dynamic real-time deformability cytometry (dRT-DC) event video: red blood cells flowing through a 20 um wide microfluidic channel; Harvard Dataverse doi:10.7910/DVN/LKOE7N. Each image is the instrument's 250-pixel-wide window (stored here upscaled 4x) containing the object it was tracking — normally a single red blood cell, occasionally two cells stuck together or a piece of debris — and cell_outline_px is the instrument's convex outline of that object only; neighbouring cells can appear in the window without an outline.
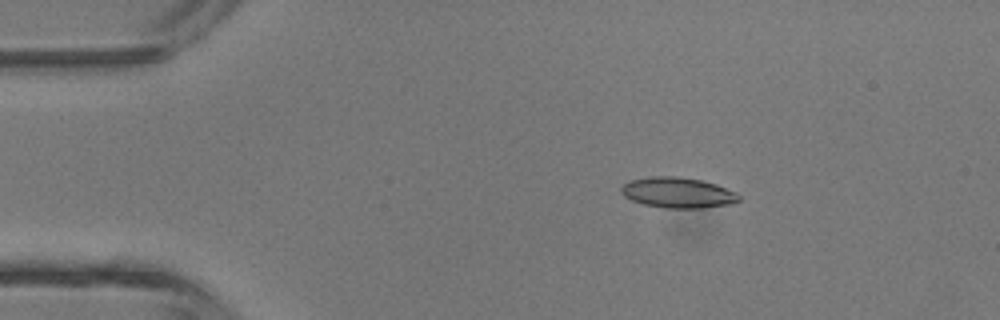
{"species": "common noctule bat (a hibernating species)", "species_latin": "Nyctalus noctula", "temperature_condition": "room temperature", "stored_images_in_passage": 5, "camera_frame_rate_fps": 3000, "um_per_image_px": 0.085, "animal": {"sex": "male", "body_mass_g": 13.3}, "frame": {"image": 1, "passage_image": 3, "time_ms": 2.333, "image_size_px": [1000, 320], "cell_outline_px": [[740, 200], [732, 204], [700, 208], [664, 208], [644, 204], [632, 200], [624, 196], [620, 192], [620, 188], [628, 180], [652, 176], [676, 176], [700, 180], [716, 184], [736, 192], [740, 196]], "centroid_in_image_um": [57.6, 16.37], "position_along_channel_um": 27.4, "area_um2": 21.04}}
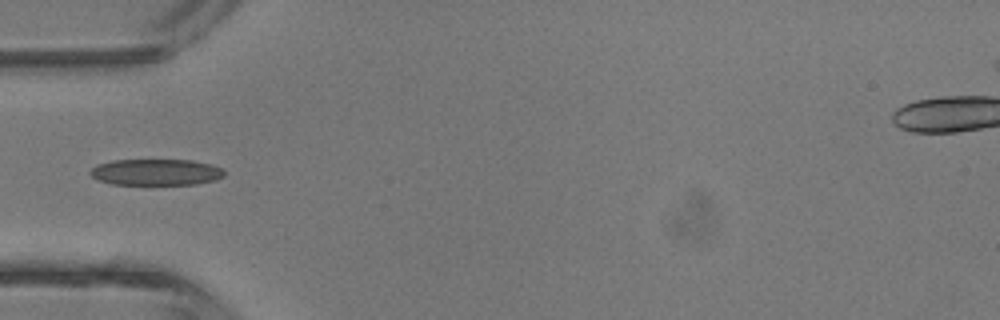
{"frame": {"image": 2, "passage_image": 5, "time_ms": 4.667, "image_size_px": [1000, 320], "cell_outline_px": [[224, 176], [216, 180], [196, 184], [112, 184], [100, 180], [92, 176], [88, 172], [96, 164], [112, 160], [192, 160], [212, 164], [224, 168]], "centroid_in_image_um": [13.29, 14.62], "position_along_channel_um": 71.7, "area_um2": 20.63}}